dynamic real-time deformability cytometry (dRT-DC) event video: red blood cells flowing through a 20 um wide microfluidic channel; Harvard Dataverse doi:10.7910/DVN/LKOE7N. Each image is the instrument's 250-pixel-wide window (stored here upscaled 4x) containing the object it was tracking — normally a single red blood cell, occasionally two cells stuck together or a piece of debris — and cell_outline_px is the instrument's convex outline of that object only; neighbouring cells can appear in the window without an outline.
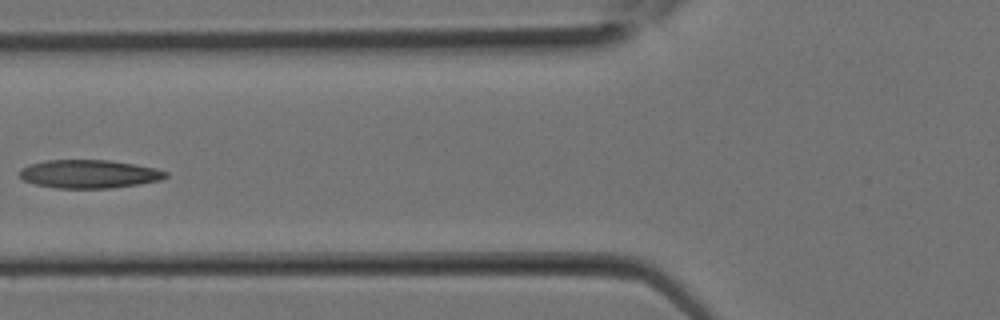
{"species": "Egyptian fruit bat (a non-hibernating species)", "species_latin": "Rousettus aegyptiacus", "temperature_condition": "room temperature", "stored_images_in_passage": 15, "camera_frame_rate_fps": 3000, "um_per_image_px": 0.085, "animal": {"sex": "female"}, "frame": {"image": 1, "passage_image": 11, "time_ms": 3.333, "image_size_px": [1000, 320], "cell_outline_px": [[168, 176], [160, 180], [140, 184], [112, 188], [56, 188], [36, 184], [24, 180], [20, 176], [20, 168], [28, 164], [48, 160], [112, 160], [136, 164], [156, 168], [168, 172]], "centroid_in_image_um": [7.6, 14.78], "position_along_channel_um": 118.2, "area_um2": 24.28}}
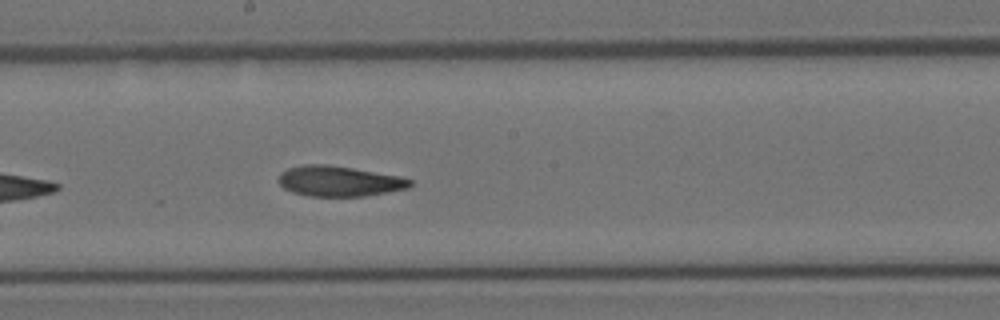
{"frame": {"image": 2, "passage_image": 15, "time_ms": 4.667, "image_size_px": [1000, 320], "cell_outline_px": [[412, 184], [408, 188], [364, 196], [308, 196], [292, 192], [284, 188], [276, 180], [280, 172], [288, 168], [304, 164], [328, 164], [400, 176], [412, 180]], "centroid_in_image_um": [28.78, 15.39], "position_along_channel_um": 219.4, "area_um2": 23.35}}